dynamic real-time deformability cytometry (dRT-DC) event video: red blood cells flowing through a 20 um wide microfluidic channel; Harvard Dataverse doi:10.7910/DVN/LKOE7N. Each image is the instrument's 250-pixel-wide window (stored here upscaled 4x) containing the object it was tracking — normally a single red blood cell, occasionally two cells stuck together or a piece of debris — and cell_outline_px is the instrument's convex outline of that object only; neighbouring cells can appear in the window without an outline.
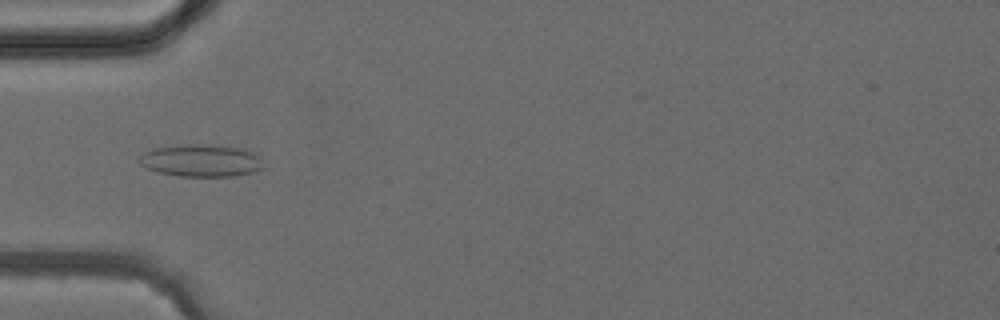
{"species": "common noctule bat (a hibernating species)", "species_latin": "Nyctalus noctula", "temperature_condition": "cold", "stored_images_in_passage": 1, "camera_frame_rate_fps": 3000, "um_per_image_px": 0.085, "animal": {"sex": "female", "body_mass_g": 24.6, "forearm_length_mm": 56.2}, "frame": {"image": 1, "passage_image": 1, "time_ms": 0.0, "image_size_px": [1000, 320], "cell_outline_px": [[264, 168], [252, 172], [232, 176], [180, 176], [156, 172], [140, 164], [136, 160], [144, 152], [156, 148], [176, 144], [212, 144], [240, 148], [256, 152], [260, 156]], "centroid_in_image_um": [17.1, 13.63], "position_along_channel_um": 67.9, "area_um2": 23.7}}